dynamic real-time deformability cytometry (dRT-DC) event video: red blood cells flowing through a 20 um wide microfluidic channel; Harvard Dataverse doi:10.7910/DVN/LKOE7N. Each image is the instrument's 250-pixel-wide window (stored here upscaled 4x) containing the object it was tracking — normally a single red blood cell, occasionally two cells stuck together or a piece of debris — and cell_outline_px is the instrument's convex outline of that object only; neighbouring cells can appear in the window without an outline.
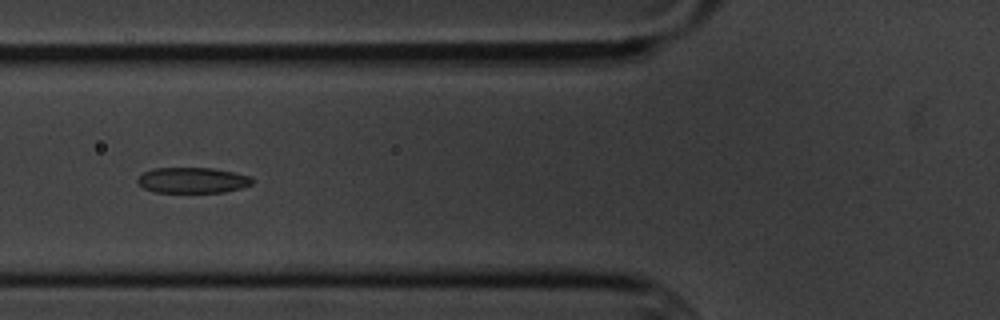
{"species": "common noctule bat (a hibernating species)", "species_latin": "Nyctalus noctula", "temperature_condition": "cold", "stored_images_in_passage": 6, "camera_frame_rate_fps": 3000, "um_per_image_px": 0.085, "animal": {"sex": "male", "body_mass_g": 20.1, "forearm_length_mm": 53.5}, "frame": {"image": 1, "passage_image": 4, "time_ms": 3.667, "image_size_px": [1000, 320], "cell_outline_px": [[252, 184], [240, 188], [224, 192], [156, 192], [144, 188], [136, 180], [144, 172], [152, 168], [212, 168], [252, 176]], "centroid_in_image_um": [16.37, 15.32], "position_along_channel_um": 109.4, "area_um2": 16.99}}
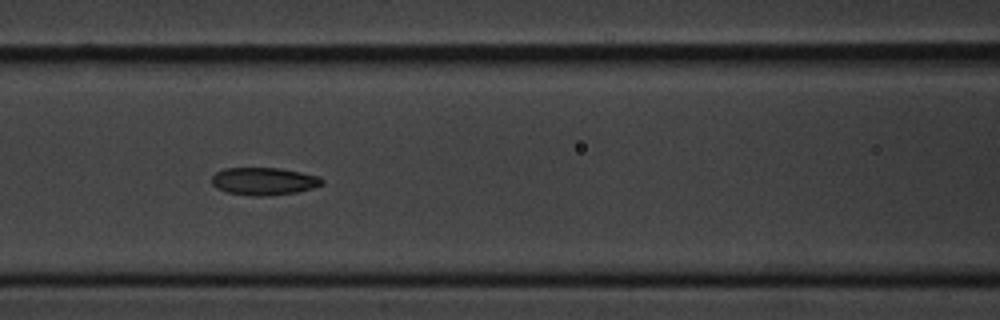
{"frame": {"image": 2, "passage_image": 5, "time_ms": 4.667, "image_size_px": [1000, 320], "cell_outline_px": [[324, 184], [312, 188], [296, 192], [272, 196], [252, 196], [228, 192], [216, 188], [212, 184], [212, 176], [216, 172], [224, 168], [280, 168], [320, 176], [324, 180]], "centroid_in_image_um": [22.44, 15.41], "position_along_channel_um": 144.2, "area_um2": 17.86}}
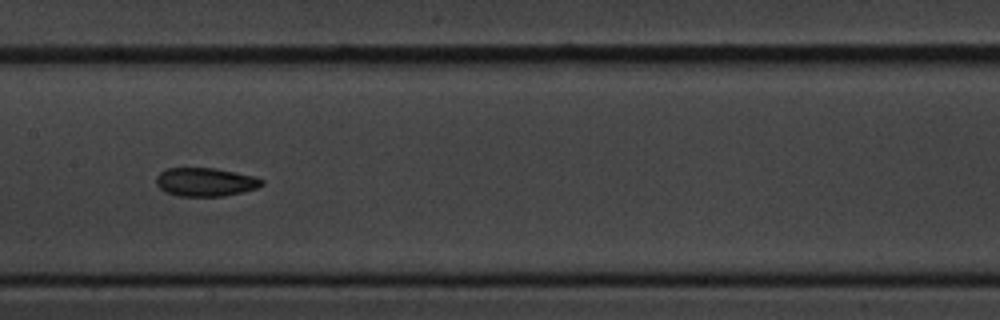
{"frame": {"image": 3, "passage_image": 6, "time_ms": 6.0, "image_size_px": [1000, 320], "cell_outline_px": [[264, 184], [256, 188], [224, 196], [180, 196], [164, 192], [156, 184], [156, 176], [160, 172], [168, 168], [216, 168], [256, 176], [264, 180]], "centroid_in_image_um": [17.46, 15.46], "position_along_channel_um": 189.9, "area_um2": 17.63}}